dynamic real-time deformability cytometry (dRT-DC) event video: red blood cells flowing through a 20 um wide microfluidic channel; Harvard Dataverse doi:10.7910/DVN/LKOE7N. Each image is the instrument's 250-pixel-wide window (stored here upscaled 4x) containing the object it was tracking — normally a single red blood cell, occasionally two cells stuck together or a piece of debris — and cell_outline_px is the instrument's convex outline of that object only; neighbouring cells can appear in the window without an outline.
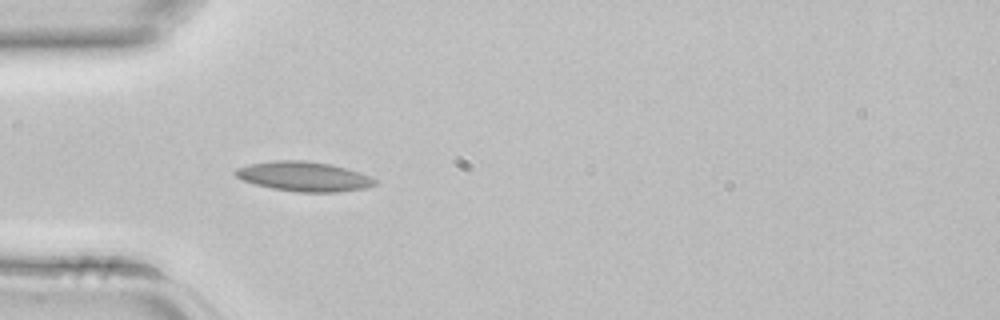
{"species": "common noctule bat (a hibernating species)", "species_latin": "Nyctalus noctula", "temperature_condition": "room temperature", "stored_images_in_passage": 3, "camera_frame_rate_fps": 3000, "um_per_image_px": 0.085, "animal": {"sex": "female", "body_mass_g": 22.7, "forearm_length_mm": 54.2}, "frame": {"image": 1, "passage_image": 3, "time_ms": 0.667, "image_size_px": [1000, 320], "cell_outline_px": [[376, 184], [368, 188], [336, 192], [300, 192], [272, 188], [240, 180], [232, 172], [236, 168], [248, 164], [272, 160], [308, 160], [332, 164], [360, 172], [376, 180]], "centroid_in_image_um": [25.8, 14.99], "position_along_channel_um": 59.2, "area_um2": 24.33}}